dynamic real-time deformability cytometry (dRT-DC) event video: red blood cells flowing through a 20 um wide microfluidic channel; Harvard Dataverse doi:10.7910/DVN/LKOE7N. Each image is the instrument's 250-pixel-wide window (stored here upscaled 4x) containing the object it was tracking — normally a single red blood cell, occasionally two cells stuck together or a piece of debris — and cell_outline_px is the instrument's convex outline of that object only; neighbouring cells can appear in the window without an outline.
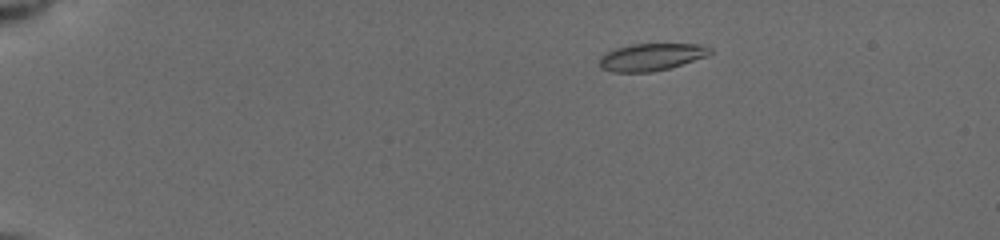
{"species": "common noctule bat (a hibernating species)", "species_latin": "Nyctalus noctula", "temperature_condition": "cold", "stored_images_in_passage": 46, "camera_frame_rate_fps": 3000, "um_per_image_px": 0.085, "animal": {"sex": "female", "body_mass_g": 19.5, "forearm_length_mm": 54.1}, "frame": {"image": 1, "passage_image": 5, "time_ms": 1.333, "image_size_px": [1000, 240], "cell_outline_px": [[712, 52], [708, 56], [668, 68], [652, 72], [612, 72], [600, 68], [600, 56], [616, 48], [632, 44], [700, 44], [712, 48]], "centroid_in_image_um": [55.37, 4.84], "position_along_channel_um": 29.6, "area_um2": 17.51}}
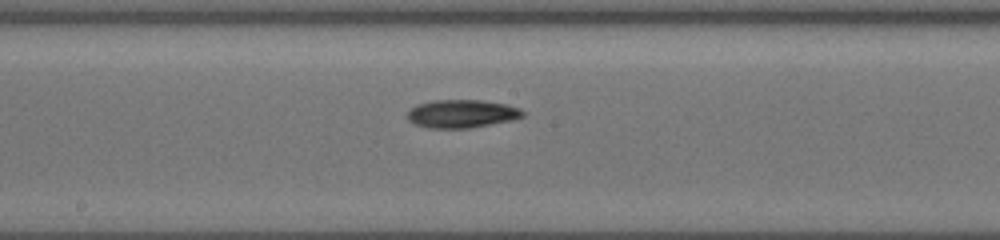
{"frame": {"image": 2, "passage_image": 23, "time_ms": 8.333, "image_size_px": [1000, 240], "cell_outline_px": [[524, 116], [512, 120], [468, 128], [428, 128], [412, 124], [408, 120], [408, 112], [416, 104], [432, 100], [480, 100], [508, 104], [520, 108], [524, 112]], "centroid_in_image_um": [39.24, 9.66], "position_along_channel_um": 209.0, "area_um2": 19.02}}
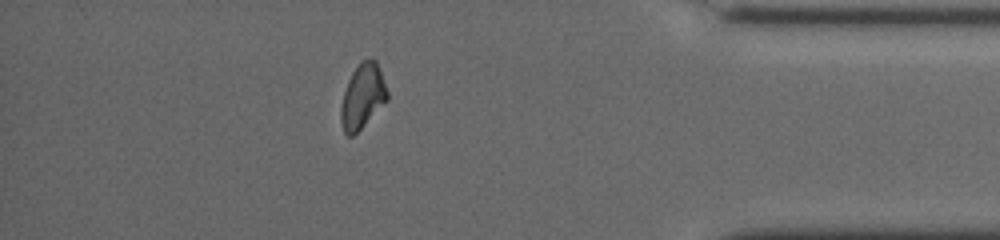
{"frame": {"image": 3, "passage_image": 40, "time_ms": 14.0, "image_size_px": [1000, 240], "cell_outline_px": [[388, 100], [352, 136], [348, 136], [344, 132], [340, 120], [340, 108], [344, 92], [348, 80], [352, 72], [360, 60], [372, 56], [376, 60], [388, 92]], "centroid_in_image_um": [30.81, 8.14], "position_along_channel_um": 404.4, "area_um2": 17.46}, "authors_computed_cell_mechanics": {"area_um2": 17.8602, "velocity_mm_per_s": 3.9357, "shape_relaxation_time_tau1_ms": 4.2626, "shape_relaxation_time_tau2_ms": 5.4506, "deformation_change_tau1": 0.1111, "deformation_change_tau2": 0.1099}}